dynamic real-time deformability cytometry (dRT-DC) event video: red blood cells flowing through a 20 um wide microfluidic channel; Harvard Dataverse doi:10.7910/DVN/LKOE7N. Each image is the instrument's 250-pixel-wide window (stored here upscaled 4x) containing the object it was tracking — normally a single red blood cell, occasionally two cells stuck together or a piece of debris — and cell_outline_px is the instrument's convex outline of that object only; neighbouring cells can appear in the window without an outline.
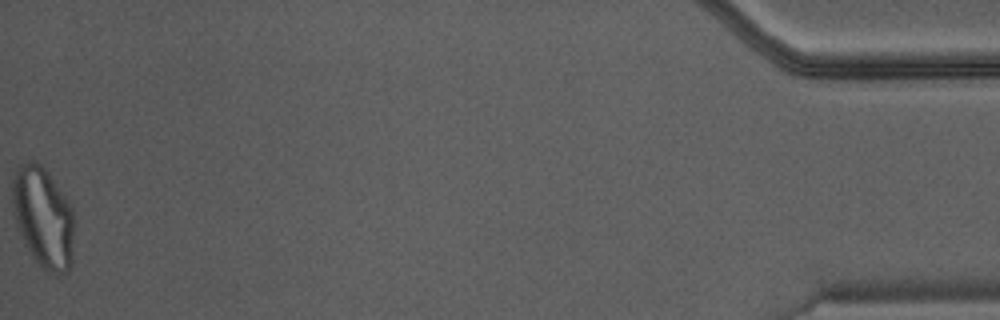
{"species": "Egyptian fruit bat (a non-hibernating species)", "species_latin": "Rousettus aegyptiacus", "temperature_condition": "warm", "stored_images_in_passage": 46, "camera_frame_rate_fps": 3000, "um_per_image_px": 0.085, "animal": {"sex": "male"}, "frame": {"image": 1, "passage_image": 46, "time_ms": 15.0, "image_size_px": [1000, 320], "cell_outline_px": [[72, 264], [68, 272], [60, 276], [56, 276], [44, 268], [36, 260], [20, 236], [12, 204], [12, 180], [16, 172], [28, 160], [32, 160], [40, 164], [44, 168], [64, 196], [72, 208]], "centroid_in_image_um": [3.67, 18.51], "position_along_channel_um": 431.5, "area_um2": 35.55}}